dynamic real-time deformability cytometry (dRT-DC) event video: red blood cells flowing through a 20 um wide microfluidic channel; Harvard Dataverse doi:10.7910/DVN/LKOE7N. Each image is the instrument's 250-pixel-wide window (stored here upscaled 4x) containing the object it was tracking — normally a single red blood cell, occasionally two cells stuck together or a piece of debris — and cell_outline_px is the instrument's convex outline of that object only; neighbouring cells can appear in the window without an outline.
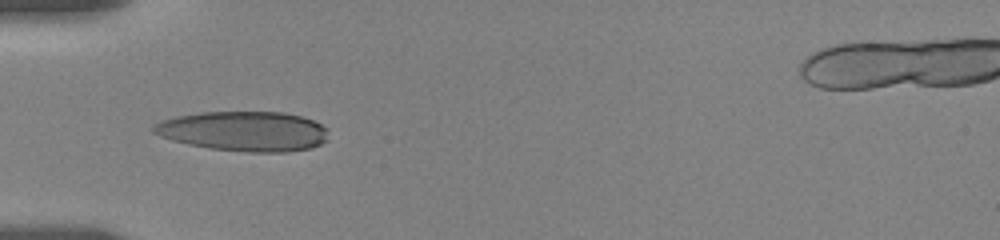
{"species": "human", "species_latin": "Homo sapiens", "temperature_condition": "room temperature", "stored_images_in_passage": 2, "camera_frame_rate_fps": 3000, "um_per_image_px": 0.085, "donor": {"sex": "female"}, "frame": {"image": 1, "passage_image": 1, "time_ms": 0.0, "image_size_px": [1000, 240], "cell_outline_px": [[328, 140], [312, 148], [284, 152], [248, 152], [212, 148], [172, 140], [160, 136], [152, 132], [152, 124], [160, 120], [176, 116], [200, 112], [284, 112], [300, 116], [312, 120], [328, 128]], "centroid_in_image_um": [20.74, 11.14], "position_along_channel_um": 64.3, "area_um2": 40.69}}
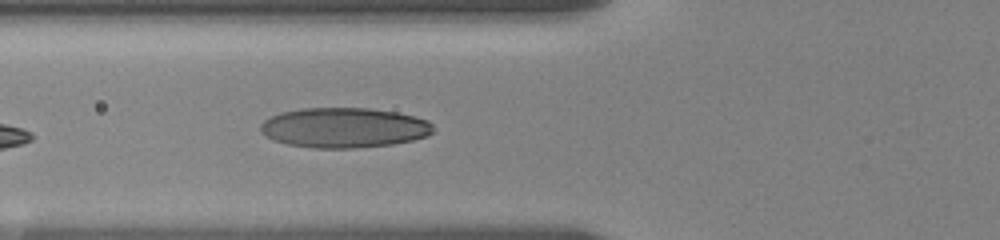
{"frame": {"image": 2, "passage_image": 2, "time_ms": 1.0, "image_size_px": [1000, 240], "cell_outline_px": [[436, 132], [428, 136], [412, 140], [392, 144], [352, 148], [316, 148], [288, 144], [276, 140], [260, 132], [260, 124], [264, 120], [280, 112], [300, 108], [368, 108], [396, 112], [428, 120], [432, 124]], "centroid_in_image_um": [29.27, 10.85], "position_along_channel_um": 96.5, "area_um2": 40.29}}